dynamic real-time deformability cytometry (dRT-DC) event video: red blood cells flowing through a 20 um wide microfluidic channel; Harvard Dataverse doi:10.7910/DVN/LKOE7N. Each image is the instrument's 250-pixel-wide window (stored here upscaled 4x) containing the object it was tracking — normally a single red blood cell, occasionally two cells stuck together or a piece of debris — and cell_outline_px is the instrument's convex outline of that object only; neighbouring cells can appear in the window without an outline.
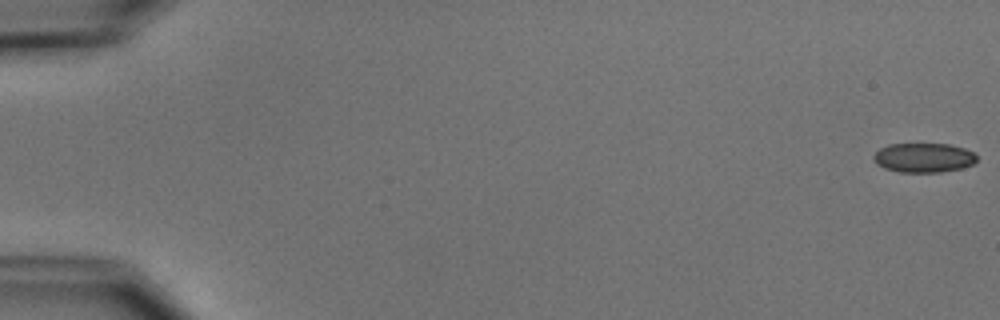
{"species": "common noctule bat (a hibernating species)", "species_latin": "Nyctalus noctula", "temperature_condition": "cold", "stored_images_in_passage": 54, "camera_frame_rate_fps": 3000, "um_per_image_px": 0.085, "animal": {"sex": "male", "body_mass_g": 15.6}, "frame": {"image": 1, "passage_image": 1, "time_ms": 0.0, "image_size_px": [1000, 320], "cell_outline_px": [[976, 160], [972, 164], [960, 168], [940, 172], [900, 172], [884, 168], [876, 164], [872, 160], [872, 156], [880, 148], [888, 144], [948, 144], [964, 148], [976, 152]], "centroid_in_image_um": [78.48, 13.4], "position_along_channel_um": 6.5, "area_um2": 17.74}}
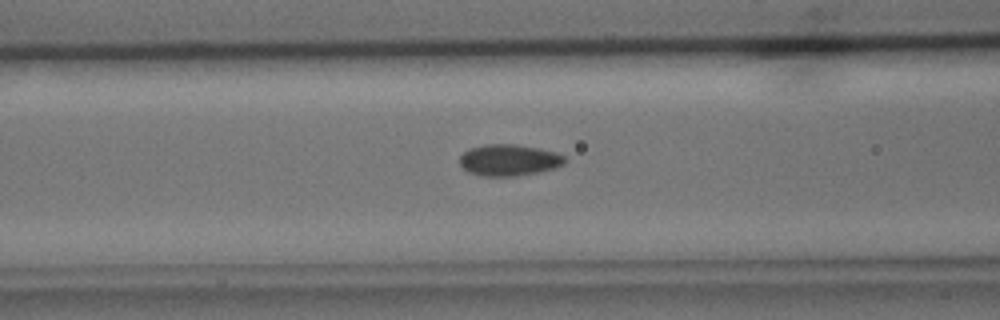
{"frame": {"image": 2, "passage_image": 23, "time_ms": 7.333, "image_size_px": [1000, 320], "cell_outline_px": [[568, 160], [564, 164], [556, 168], [540, 172], [516, 176], [484, 176], [468, 172], [460, 164], [460, 156], [468, 148], [484, 144], [516, 144], [540, 148], [556, 152], [564, 156]], "centroid_in_image_um": [43.29, 13.6], "position_along_channel_um": 123.3, "area_um2": 19.54}}
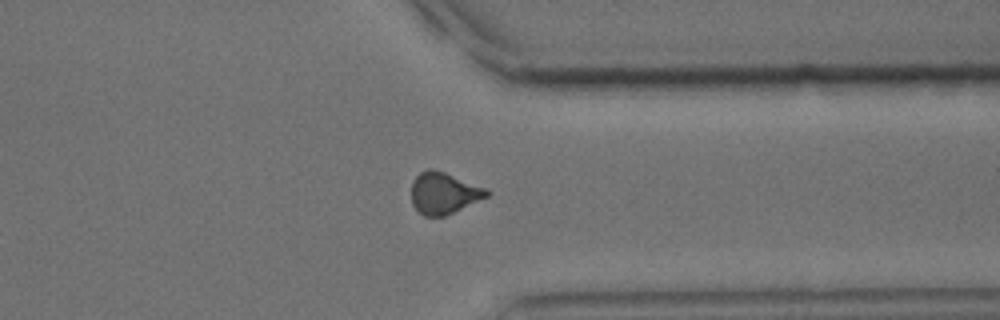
{"frame": {"image": 3, "passage_image": 43, "time_ms": 14.0, "image_size_px": [1000, 320], "cell_outline_px": [[492, 192], [488, 196], [444, 216], [424, 216], [412, 204], [412, 180], [420, 172], [428, 168], [432, 168], [444, 172], [488, 188]], "centroid_in_image_um": [37.73, 16.39], "position_along_channel_um": 373.7, "area_um2": 18.21}, "authors_computed_cell_mechanics": {"area_um2": 18.6405, "velocity_mm_per_s": 3.7665, "shape_relaxation_time_tau1_ms": 8.2261, "shape_relaxation_time_tau2_ms": 2.316, "deformation_change_tau1": 0.1252, "deformation_change_tau2": 0.0577}}